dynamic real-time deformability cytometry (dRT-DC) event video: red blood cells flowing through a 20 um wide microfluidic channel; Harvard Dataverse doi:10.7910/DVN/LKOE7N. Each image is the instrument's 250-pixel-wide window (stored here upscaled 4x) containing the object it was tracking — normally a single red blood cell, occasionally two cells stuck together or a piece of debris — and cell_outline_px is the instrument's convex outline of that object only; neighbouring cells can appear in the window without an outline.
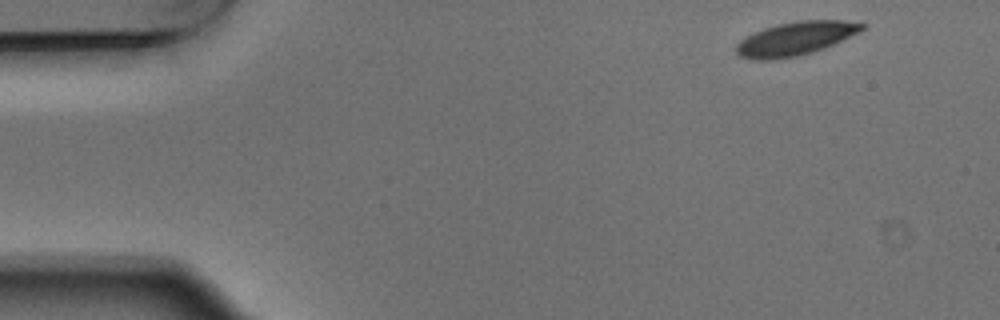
{"species": "Egyptian fruit bat (a non-hibernating species)", "species_latin": "Rousettus aegyptiacus", "temperature_condition": "warm", "stored_images_in_passage": 3, "camera_frame_rate_fps": 3000, "um_per_image_px": 0.085, "animal": {"sex": "male"}, "frame": {"image": 1, "passage_image": 1, "time_ms": 0.0, "image_size_px": [1000, 320], "cell_outline_px": [[864, 28], [860, 32], [824, 48], [812, 52], [796, 56], [772, 60], [752, 60], [740, 56], [736, 52], [736, 44], [740, 40], [764, 28], [776, 24], [800, 20], [844, 20], [864, 24]], "centroid_in_image_um": [67.6, 3.28], "position_along_channel_um": 17.4, "area_um2": 24.45}}
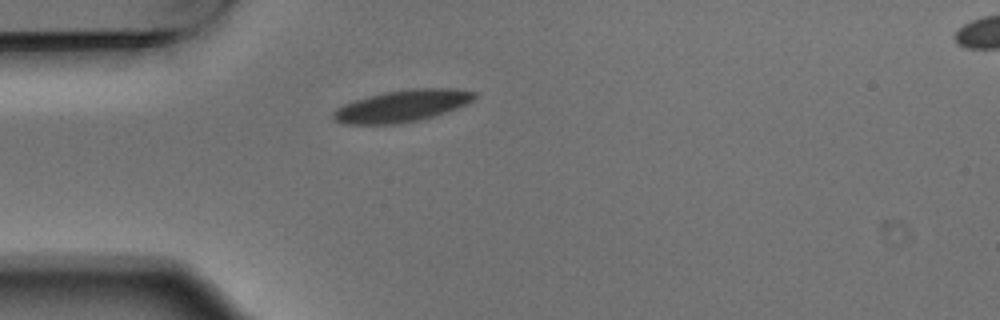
{"frame": {"image": 2, "passage_image": 3, "time_ms": 0.667, "image_size_px": [1000, 320], "cell_outline_px": [[476, 96], [472, 100], [456, 108], [432, 116], [400, 124], [344, 124], [332, 120], [332, 112], [336, 108], [344, 104], [368, 96], [384, 92], [412, 88], [456, 88], [476, 92]], "centroid_in_image_um": [34.13, 9.0], "position_along_channel_um": 50.9, "area_um2": 26.07}}